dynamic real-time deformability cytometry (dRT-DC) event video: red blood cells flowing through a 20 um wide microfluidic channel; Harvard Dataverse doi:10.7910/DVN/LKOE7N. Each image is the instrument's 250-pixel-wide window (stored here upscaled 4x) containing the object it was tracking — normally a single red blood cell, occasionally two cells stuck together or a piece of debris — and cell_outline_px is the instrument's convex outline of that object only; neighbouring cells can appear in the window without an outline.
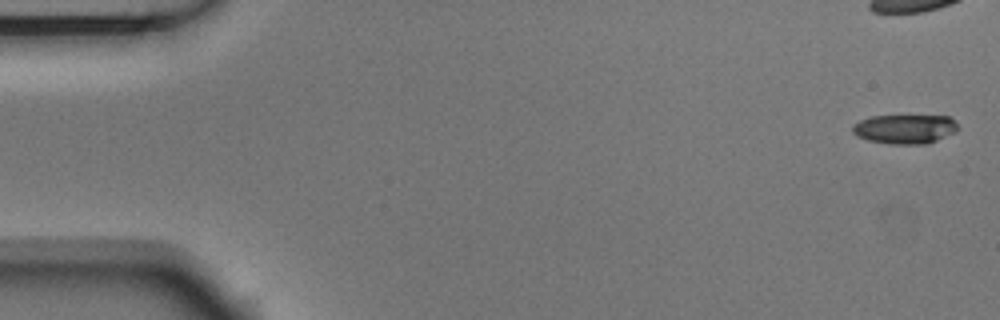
{"species": "Egyptian fruit bat (a non-hibernating species)", "species_latin": "Rousettus aegyptiacus", "temperature_condition": "room temperature", "stored_images_in_passage": 4, "camera_frame_rate_fps": 3000, "um_per_image_px": 0.085, "animal": {"sex": "male"}, "frame": {"image": 1, "passage_image": 4, "time_ms": 1.0, "image_size_px": [1000, 320], "cell_outline_px": [[956, 132], [936, 140], [924, 144], [892, 144], [868, 140], [856, 136], [852, 132], [852, 124], [860, 120], [872, 116], [948, 116], [956, 120]], "centroid_in_image_um": [76.88, 10.96], "position_along_channel_um": 8.1, "area_um2": 17.92}}